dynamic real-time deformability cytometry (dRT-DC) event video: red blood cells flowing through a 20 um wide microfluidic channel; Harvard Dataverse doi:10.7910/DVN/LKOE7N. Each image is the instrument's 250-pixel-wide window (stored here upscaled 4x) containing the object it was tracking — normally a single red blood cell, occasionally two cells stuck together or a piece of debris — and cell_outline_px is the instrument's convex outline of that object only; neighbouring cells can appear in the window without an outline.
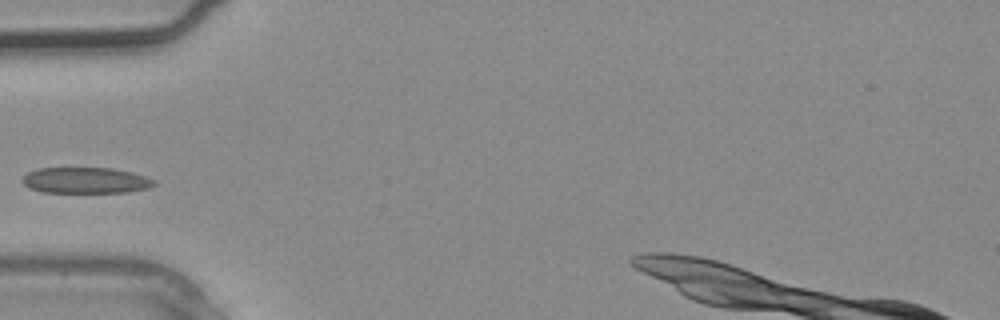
{"species": "common noctule bat (a hibernating species)", "species_latin": "Nyctalus noctula", "temperature_condition": "warm", "stored_images_in_passage": 2, "camera_frame_rate_fps": 3000, "um_per_image_px": 0.085, "animal": {"sex": "male", "body_mass_g": 20.4}, "frame": {"image": 1, "passage_image": 1, "time_ms": 0.0, "image_size_px": [1000, 320], "cell_outline_px": [[156, 184], [148, 188], [128, 192], [40, 192], [28, 188], [24, 184], [24, 176], [28, 172], [36, 168], [112, 168], [132, 172], [156, 180]], "centroid_in_image_um": [7.29, 15.33], "position_along_channel_um": 77.7, "area_um2": 19.94}}